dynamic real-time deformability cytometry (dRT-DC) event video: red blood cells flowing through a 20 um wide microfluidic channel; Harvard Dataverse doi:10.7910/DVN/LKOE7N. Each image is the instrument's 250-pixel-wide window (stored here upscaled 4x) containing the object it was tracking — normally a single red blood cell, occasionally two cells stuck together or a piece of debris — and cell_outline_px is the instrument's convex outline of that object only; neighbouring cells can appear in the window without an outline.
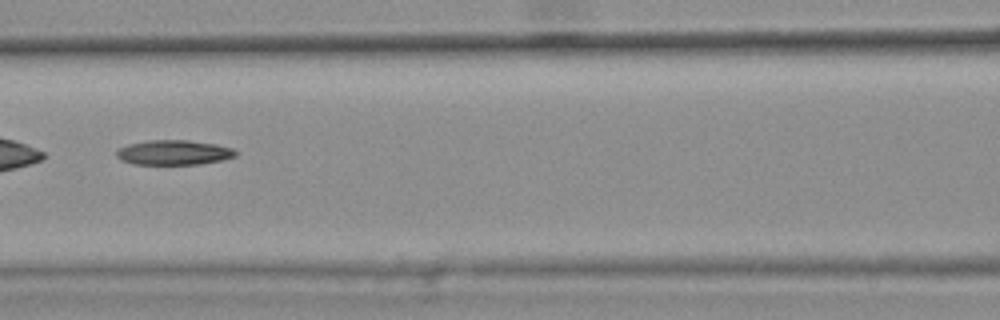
{"species": "common noctule bat (a hibernating species)", "species_latin": "Nyctalus noctula", "temperature_condition": "warm", "stored_images_in_passage": 8, "camera_frame_rate_fps": 3000, "um_per_image_px": 0.085, "animal": {"sex": "female", "body_mass_g": 25.1}, "frame": {"image": 1, "passage_image": 6, "time_ms": 1.667, "image_size_px": [1000, 320], "cell_outline_px": [[236, 156], [220, 160], [200, 164], [132, 164], [120, 160], [116, 156], [116, 152], [120, 148], [128, 144], [148, 140], [188, 140], [216, 144], [232, 148], [236, 152]], "centroid_in_image_um": [14.74, 12.96], "position_along_channel_um": 151.9, "area_um2": 17.17}}